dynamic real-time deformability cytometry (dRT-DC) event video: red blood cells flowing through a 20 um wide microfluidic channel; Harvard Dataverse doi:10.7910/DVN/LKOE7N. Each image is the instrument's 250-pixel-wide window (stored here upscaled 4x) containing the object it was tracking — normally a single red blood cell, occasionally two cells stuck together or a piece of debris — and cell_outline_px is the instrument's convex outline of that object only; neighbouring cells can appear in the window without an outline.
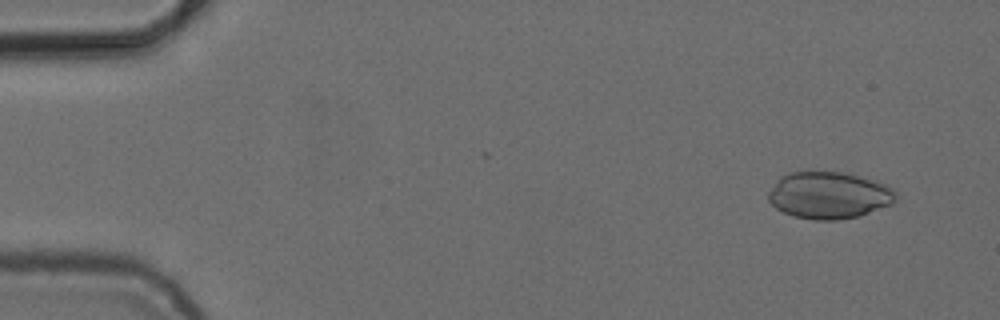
{"species": "common noctule bat (a hibernating species)", "species_latin": "Nyctalus noctula", "temperature_condition": "cold", "stored_images_in_passage": 4, "camera_frame_rate_fps": 3000, "um_per_image_px": 0.085, "animal": {"sex": "female", "body_mass_g": 24.6, "forearm_length_mm": 56.2}, "frame": {"image": 1, "passage_image": 1, "time_ms": 0.0, "image_size_px": [1000, 320], "cell_outline_px": [[896, 200], [892, 204], [860, 216], [836, 220], [816, 220], [796, 216], [784, 212], [776, 208], [768, 200], [768, 192], [776, 180], [780, 176], [788, 172], [840, 172], [876, 180], [892, 188], [896, 192]], "centroid_in_image_um": [70.46, 16.59], "position_along_channel_um": 14.5, "area_um2": 34.85}}